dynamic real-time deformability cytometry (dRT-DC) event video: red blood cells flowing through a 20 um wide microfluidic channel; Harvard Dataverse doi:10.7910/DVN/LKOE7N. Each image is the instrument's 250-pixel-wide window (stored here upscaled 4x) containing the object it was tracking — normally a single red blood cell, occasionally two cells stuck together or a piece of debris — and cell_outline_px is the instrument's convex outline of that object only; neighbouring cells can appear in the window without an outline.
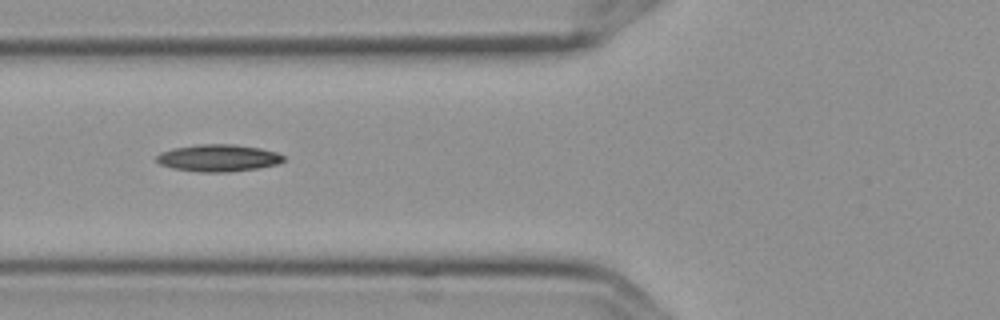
{"species": "Egyptian fruit bat (a non-hibernating species)", "species_latin": "Rousettus aegyptiacus", "temperature_condition": "cold", "stored_images_in_passage": 9, "segment_of_instrument_passage": [2, 2], "camera_frame_rate_fps": 3000, "um_per_image_px": 0.085, "frame": {"image": 1, "passage_image": 6, "time_ms": 1.667, "image_size_px": [1000, 320], "cell_outline_px": [[284, 160], [276, 164], [256, 168], [228, 172], [200, 172], [172, 168], [160, 164], [156, 160], [156, 156], [160, 152], [172, 148], [200, 144], [236, 144], [260, 148], [276, 152], [284, 156]], "centroid_in_image_um": [18.52, 13.42], "position_along_channel_um": 107.3, "area_um2": 20.0}}
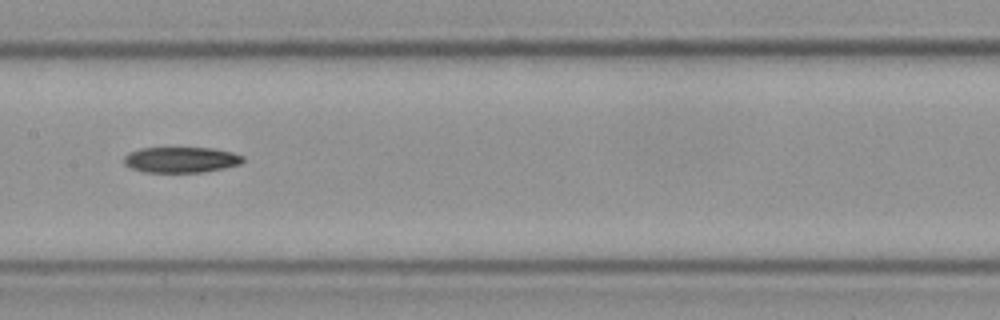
{"frame": {"image": 2, "passage_image": 8, "time_ms": 2.333, "image_size_px": [1000, 320], "cell_outline_px": [[244, 160], [240, 164], [224, 168], [204, 172], [144, 172], [132, 168], [124, 164], [124, 156], [128, 152], [140, 148], [212, 148], [232, 152], [244, 156]], "centroid_in_image_um": [15.38, 13.58], "position_along_channel_um": 192.0, "area_um2": 17.86}}
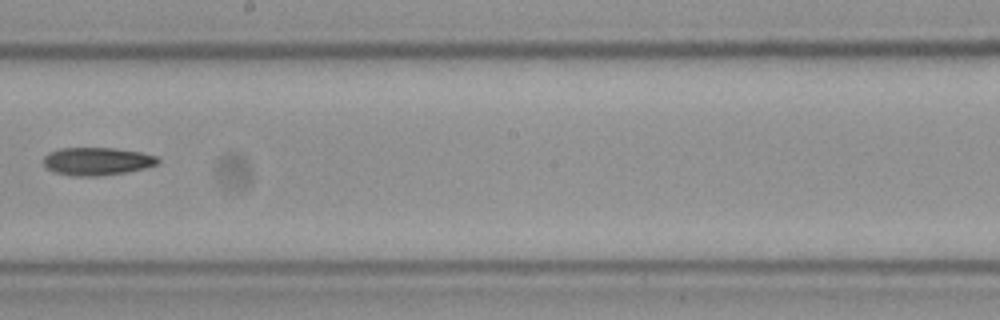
{"frame": {"image": 3, "passage_image": 9, "time_ms": 2.667, "image_size_px": [1000, 320], "cell_outline_px": [[160, 164], [144, 168], [124, 172], [96, 176], [72, 176], [56, 172], [48, 168], [44, 164], [44, 156], [48, 152], [60, 148], [112, 148], [140, 152], [156, 156], [160, 160]], "centroid_in_image_um": [8.25, 13.7], "position_along_channel_um": 239.9, "area_um2": 18.44}}